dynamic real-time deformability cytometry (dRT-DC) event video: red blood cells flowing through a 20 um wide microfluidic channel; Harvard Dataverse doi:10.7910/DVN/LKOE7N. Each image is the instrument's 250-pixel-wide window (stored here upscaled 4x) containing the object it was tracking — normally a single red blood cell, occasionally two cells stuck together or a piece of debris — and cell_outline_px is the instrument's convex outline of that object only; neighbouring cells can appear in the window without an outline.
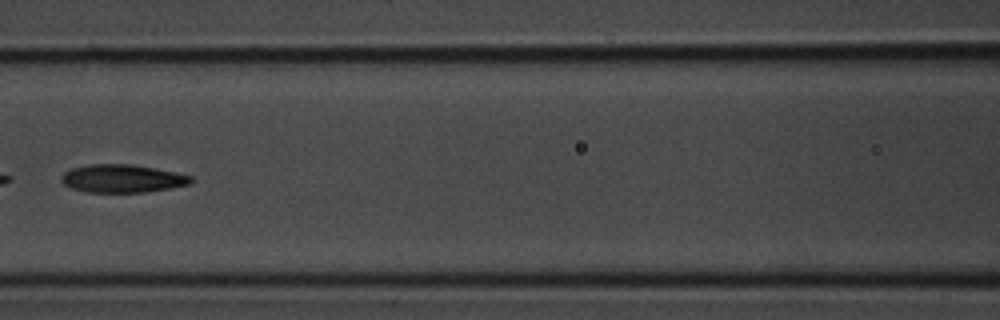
{"species": "common noctule bat (a hibernating species)", "species_latin": "Nyctalus noctula", "temperature_condition": "room temperature", "stored_images_in_passage": 41, "camera_frame_rate_fps": 3000, "um_per_image_px": 0.085, "animal": {"sex": "male", "body_mass_g": 20.1, "forearm_length_mm": 53.5}, "frame": {"image": 1, "passage_image": 18, "time_ms": 5.667, "image_size_px": [1000, 320], "cell_outline_px": [[192, 180], [188, 184], [172, 188], [144, 192], [84, 192], [72, 188], [64, 184], [60, 180], [60, 176], [64, 172], [72, 168], [88, 164], [132, 164], [156, 168], [176, 172], [192, 176]], "centroid_in_image_um": [10.37, 15.17], "position_along_channel_um": 156.2, "area_um2": 21.27}}